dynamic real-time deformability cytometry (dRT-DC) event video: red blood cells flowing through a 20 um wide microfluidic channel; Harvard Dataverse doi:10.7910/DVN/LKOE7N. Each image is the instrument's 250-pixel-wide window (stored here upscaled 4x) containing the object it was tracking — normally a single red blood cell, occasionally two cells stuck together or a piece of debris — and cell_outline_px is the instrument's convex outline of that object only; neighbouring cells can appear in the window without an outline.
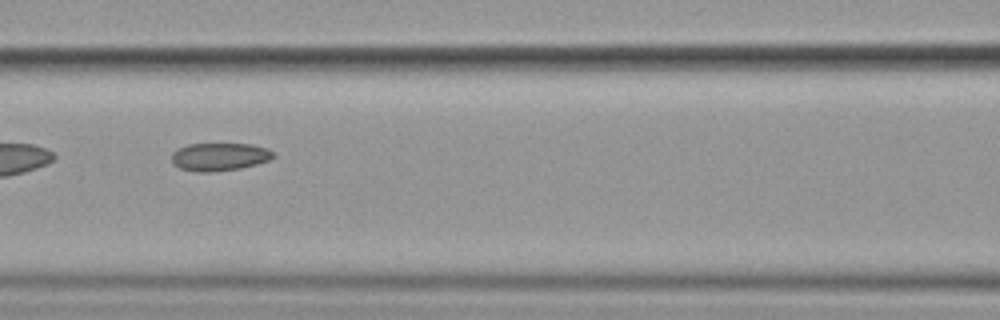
{"species": "common noctule bat (a hibernating species)", "species_latin": "Nyctalus noctula", "temperature_condition": "cold", "stored_images_in_passage": 10, "camera_frame_rate_fps": 3000, "um_per_image_px": 0.085, "animal": {"sex": "female", "body_mass_g": 19.9}, "frame": {"image": 1, "passage_image": 7, "time_ms": 7.333, "image_size_px": [1000, 320], "cell_outline_px": [[276, 156], [268, 160], [256, 164], [240, 168], [212, 172], [196, 172], [180, 168], [172, 164], [172, 152], [188, 144], [252, 144], [268, 148]], "centroid_in_image_um": [18.65, 13.33], "position_along_channel_um": 148.0, "area_um2": 16.53}}
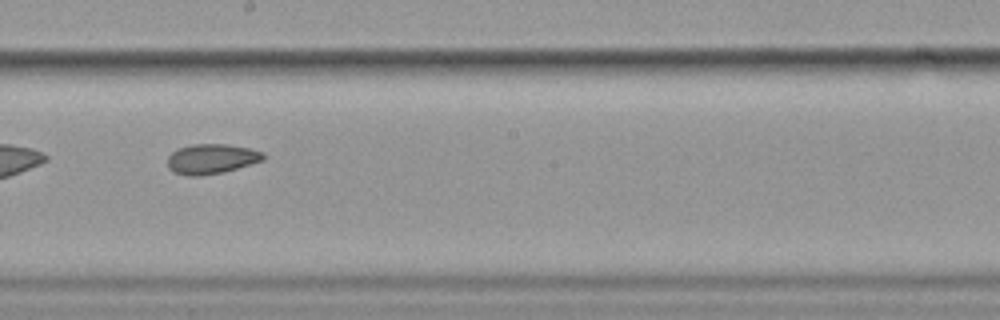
{"frame": {"image": 2, "passage_image": 9, "time_ms": 9.667, "image_size_px": [1000, 320], "cell_outline_px": [[264, 160], [224, 172], [200, 176], [188, 176], [172, 172], [168, 168], [168, 156], [172, 152], [180, 148], [192, 144], [228, 144], [248, 148], [264, 152]], "centroid_in_image_um": [17.96, 13.51], "position_along_channel_um": 230.2, "area_um2": 16.76}}